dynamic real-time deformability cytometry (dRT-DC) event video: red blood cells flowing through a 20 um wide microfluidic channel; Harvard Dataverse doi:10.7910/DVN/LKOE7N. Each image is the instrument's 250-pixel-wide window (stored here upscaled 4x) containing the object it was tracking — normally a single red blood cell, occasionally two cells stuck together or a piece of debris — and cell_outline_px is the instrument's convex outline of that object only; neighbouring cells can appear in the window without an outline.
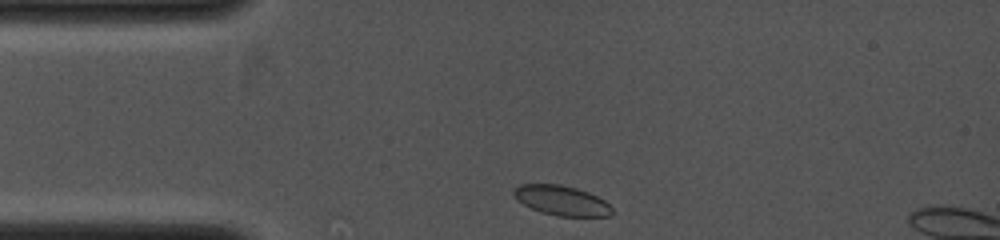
{"species": "common noctule bat (a hibernating species)", "species_latin": "Nyctalus noctula", "temperature_condition": "cold", "stored_images_in_passage": 4, "camera_frame_rate_fps": 4000, "um_per_image_px": 0.085, "animal": {"sex": "female", "body_mass_g": 19.0, "forearm_length_mm": 53.3}, "frame": {"image": 1, "passage_image": 1, "time_ms": 0.0, "image_size_px": [1000, 240], "cell_outline_px": [[612, 212], [608, 216], [556, 216], [540, 212], [524, 204], [512, 192], [512, 188], [520, 184], [560, 184], [576, 188], [588, 192], [604, 200], [612, 208]], "centroid_in_image_um": [47.72, 17.03], "position_along_channel_um": 37.3, "area_um2": 16.94}}